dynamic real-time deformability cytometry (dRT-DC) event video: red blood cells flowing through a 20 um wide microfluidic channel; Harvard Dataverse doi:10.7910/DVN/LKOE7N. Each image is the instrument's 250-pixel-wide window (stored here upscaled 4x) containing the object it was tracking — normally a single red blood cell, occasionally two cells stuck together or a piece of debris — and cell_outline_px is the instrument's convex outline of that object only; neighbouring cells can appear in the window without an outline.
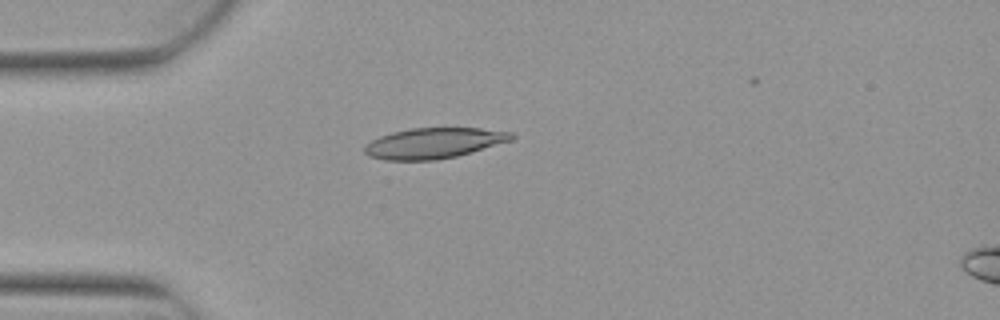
{"species": "Egyptian fruit bat (a non-hibernating species)", "species_latin": "Rousettus aegyptiacus", "temperature_condition": "warm", "stored_images_in_passage": 4, "camera_frame_rate_fps": 3000, "um_per_image_px": 0.085, "animal": {"sex": "female"}, "frame": {"image": 1, "passage_image": 3, "time_ms": 0.667, "image_size_px": [1000, 320], "cell_outline_px": [[516, 136], [512, 140], [472, 152], [456, 156], [436, 160], [384, 160], [368, 156], [364, 152], [364, 144], [380, 136], [392, 132], [412, 128], [480, 128], [512, 132]], "centroid_in_image_um": [36.86, 12.17], "position_along_channel_um": 48.1, "area_um2": 26.24}}